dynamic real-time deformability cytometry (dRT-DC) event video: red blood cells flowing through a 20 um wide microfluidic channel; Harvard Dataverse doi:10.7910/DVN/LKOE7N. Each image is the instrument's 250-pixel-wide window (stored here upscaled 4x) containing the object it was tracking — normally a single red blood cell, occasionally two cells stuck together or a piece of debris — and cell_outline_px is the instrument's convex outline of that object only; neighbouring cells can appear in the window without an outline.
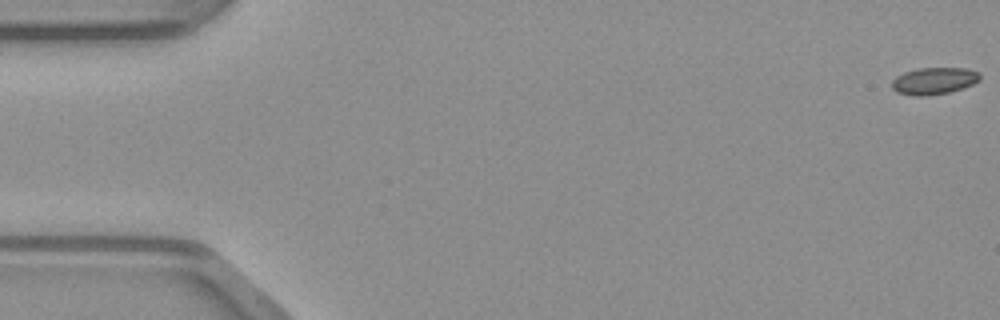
{"species": "common noctule bat (a hibernating species)", "species_latin": "Nyctalus noctula", "temperature_condition": "warm", "stored_images_in_passage": 49, "camera_frame_rate_fps": 3000, "um_per_image_px": 0.085, "animal": {"sex": "male", "body_mass_g": 23.1, "forearm_length_mm": 52.7}, "frame": {"image": 1, "passage_image": 1, "time_ms": 0.0, "image_size_px": [1000, 320], "cell_outline_px": [[980, 80], [972, 84], [948, 92], [924, 96], [912, 96], [896, 92], [892, 88], [892, 80], [896, 76], [904, 72], [920, 68], [968, 68], [980, 72]], "centroid_in_image_um": [79.37, 6.87], "position_along_channel_um": 5.6, "area_um2": 13.81}}
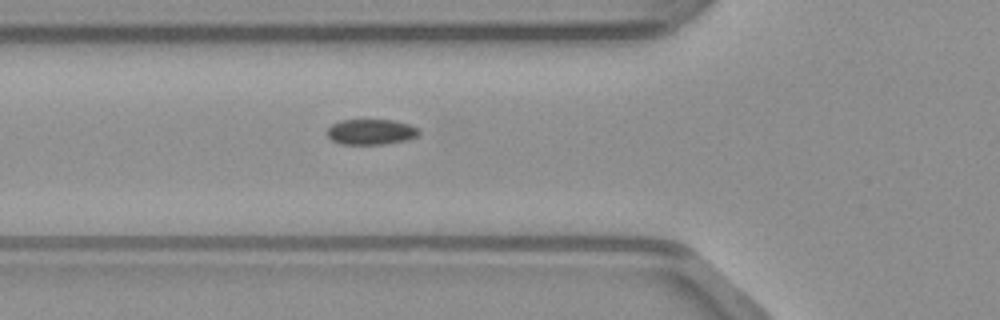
{"frame": {"image": 2, "passage_image": 18, "time_ms": 5.667, "image_size_px": [1000, 320], "cell_outline_px": [[420, 132], [416, 136], [408, 140], [384, 144], [340, 144], [332, 140], [328, 136], [328, 128], [332, 124], [340, 120], [392, 120], [408, 124], [420, 128]], "centroid_in_image_um": [31.55, 11.21], "position_along_channel_um": 94.2, "area_um2": 13.64}}
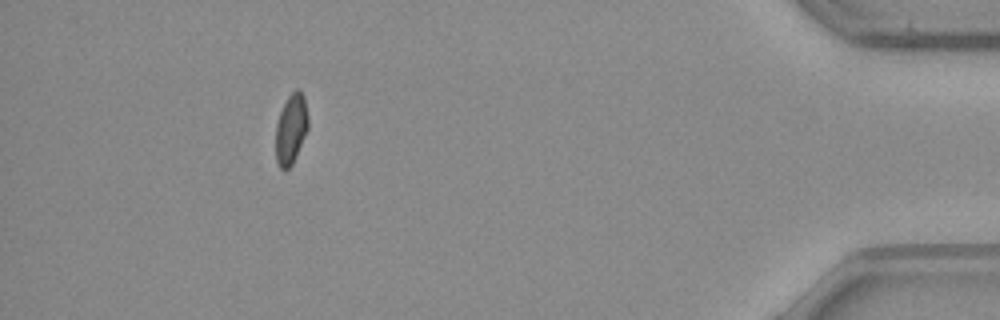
{"frame": {"image": 3, "passage_image": 45, "time_ms": 14.667, "image_size_px": [1000, 320], "cell_outline_px": [[308, 128], [296, 156], [292, 164], [288, 168], [280, 168], [276, 160], [276, 124], [280, 112], [288, 96], [296, 88], [300, 88], [304, 96], [308, 116]], "centroid_in_image_um": [24.74, 10.92], "position_along_channel_um": 410.5, "area_um2": 13.18}}